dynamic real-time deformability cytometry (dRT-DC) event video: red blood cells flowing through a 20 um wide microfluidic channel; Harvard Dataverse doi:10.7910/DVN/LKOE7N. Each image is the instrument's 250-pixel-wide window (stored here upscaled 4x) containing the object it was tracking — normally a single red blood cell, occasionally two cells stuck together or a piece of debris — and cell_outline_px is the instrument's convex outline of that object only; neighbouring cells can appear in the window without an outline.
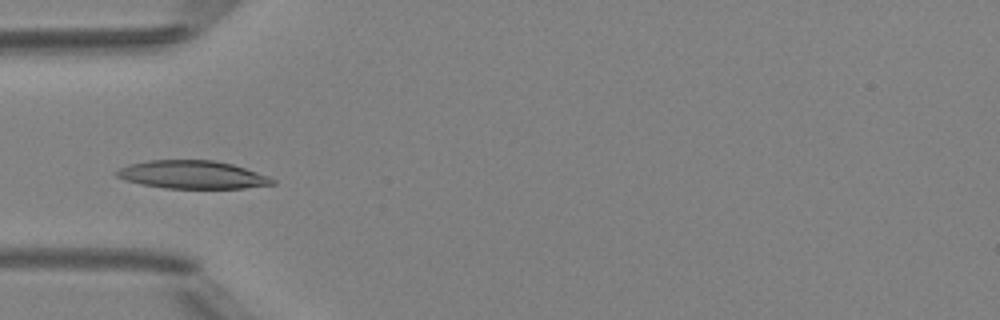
{"species": "Egyptian fruit bat (a non-hibernating species)", "species_latin": "Rousettus aegyptiacus", "temperature_condition": "room temperature", "stored_images_in_passage": 34, "camera_frame_rate_fps": 3000, "um_per_image_px": 0.085, "animal": {"sex": "female"}, "frame": {"image": 1, "passage_image": 1, "time_ms": 0.0, "image_size_px": [1000, 320], "cell_outline_px": [[276, 184], [244, 188], [164, 188], [140, 184], [124, 180], [116, 176], [116, 172], [120, 168], [128, 164], [148, 160], [212, 160], [232, 164], [268, 176], [276, 180]], "centroid_in_image_um": [16.33, 14.85], "position_along_channel_um": 68.7, "area_um2": 25.43}}
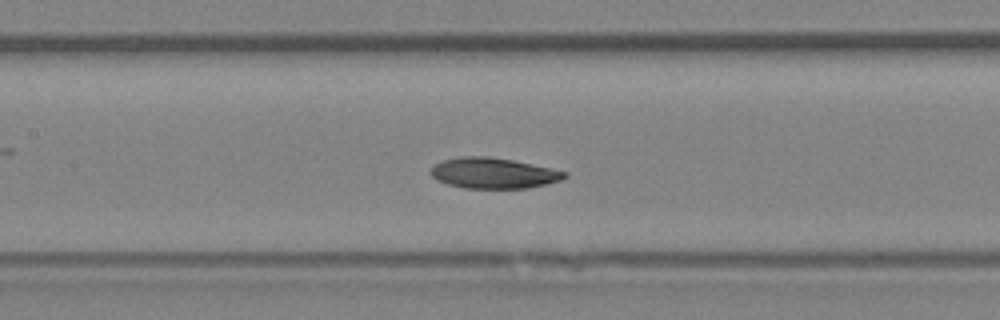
{"frame": {"image": 2, "passage_image": 8, "time_ms": 2.333, "image_size_px": [1000, 320], "cell_outline_px": [[568, 176], [560, 180], [548, 184], [528, 188], [464, 188], [448, 184], [436, 180], [432, 176], [432, 168], [436, 164], [444, 160], [460, 156], [488, 156], [512, 160], [532, 164], [568, 172]], "centroid_in_image_um": [41.97, 14.72], "position_along_channel_um": 165.4, "area_um2": 23.81}}
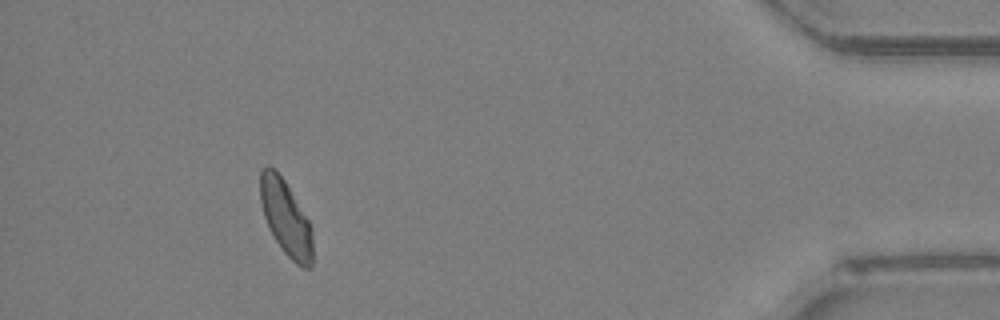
{"frame": {"image": 3, "passage_image": 30, "time_ms": 9.667, "image_size_px": [1000, 320], "cell_outline_px": [[312, 268], [300, 268], [284, 252], [276, 240], [264, 216], [260, 200], [260, 168], [268, 164], [284, 180], [308, 220], [312, 228]], "centroid_in_image_um": [24.29, 18.53], "position_along_channel_um": 410.9, "area_um2": 22.66}, "authors_computed_cell_mechanics": {"area_um2": 23.7558, "velocity_mm_per_s": 4.1713, "shape_relaxation_time_tau1_ms": 3.8731, "shape_relaxation_time_tau2_ms": 4.3294, "deformation_change_tau1": 0.1066, "deformation_change_tau2": 0.091}}